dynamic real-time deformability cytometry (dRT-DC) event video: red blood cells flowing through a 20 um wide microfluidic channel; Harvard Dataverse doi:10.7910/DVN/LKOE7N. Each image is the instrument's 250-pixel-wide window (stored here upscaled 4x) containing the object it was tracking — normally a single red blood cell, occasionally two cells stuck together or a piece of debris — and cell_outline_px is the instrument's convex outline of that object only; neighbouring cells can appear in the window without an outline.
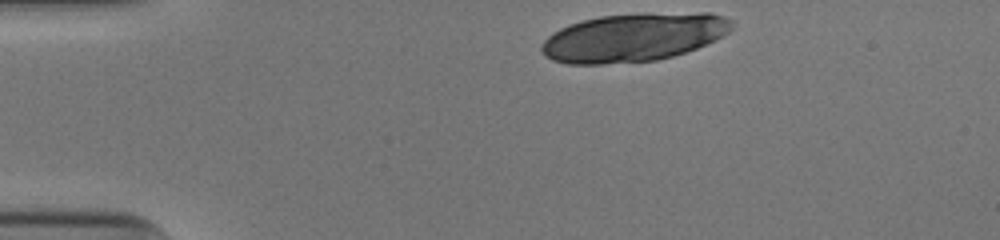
{"species": "human", "species_latin": "Homo sapiens", "temperature_condition": "cold", "stored_images_in_passage": 35, "segment_of_instrument_passage": [1, 2], "camera_frame_rate_fps": 3000, "um_per_image_px": 0.085, "donor": {"sex": "male"}, "frame": {"image": 1, "passage_image": 1, "time_ms": 0.0, "image_size_px": [1000, 240], "cell_outline_px": [[732, 28], [724, 36], [696, 48], [672, 56], [656, 60], [600, 64], [568, 64], [552, 60], [544, 56], [540, 48], [544, 40], [552, 32], [568, 24], [580, 20], [600, 16], [644, 12], [708, 12], [724, 16], [732, 20]], "centroid_in_image_um": [53.84, 3.15], "position_along_channel_um": 31.2, "area_um2": 54.22}}